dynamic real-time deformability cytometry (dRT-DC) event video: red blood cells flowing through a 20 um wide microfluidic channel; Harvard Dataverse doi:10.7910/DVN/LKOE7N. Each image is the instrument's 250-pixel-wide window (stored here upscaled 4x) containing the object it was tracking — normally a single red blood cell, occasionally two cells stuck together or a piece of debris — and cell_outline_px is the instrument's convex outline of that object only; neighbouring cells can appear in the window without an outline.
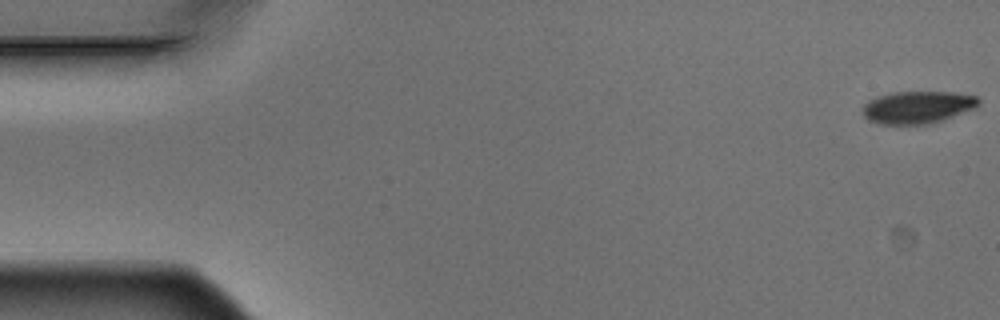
{"species": "Egyptian fruit bat (a non-hibernating species)", "species_latin": "Rousettus aegyptiacus", "temperature_condition": "warm", "stored_images_in_passage": 3, "camera_frame_rate_fps": 3000, "um_per_image_px": 0.085, "animal": {"sex": "male"}, "frame": {"image": 1, "passage_image": 1, "time_ms": 0.0, "image_size_px": [1000, 320], "cell_outline_px": [[980, 104], [976, 108], [928, 124], [880, 124], [868, 120], [864, 116], [864, 104], [868, 100], [876, 96], [892, 92], [956, 92], [976, 96], [980, 100]], "centroid_in_image_um": [77.99, 9.1], "position_along_channel_um": 7.0, "area_um2": 21.85}}